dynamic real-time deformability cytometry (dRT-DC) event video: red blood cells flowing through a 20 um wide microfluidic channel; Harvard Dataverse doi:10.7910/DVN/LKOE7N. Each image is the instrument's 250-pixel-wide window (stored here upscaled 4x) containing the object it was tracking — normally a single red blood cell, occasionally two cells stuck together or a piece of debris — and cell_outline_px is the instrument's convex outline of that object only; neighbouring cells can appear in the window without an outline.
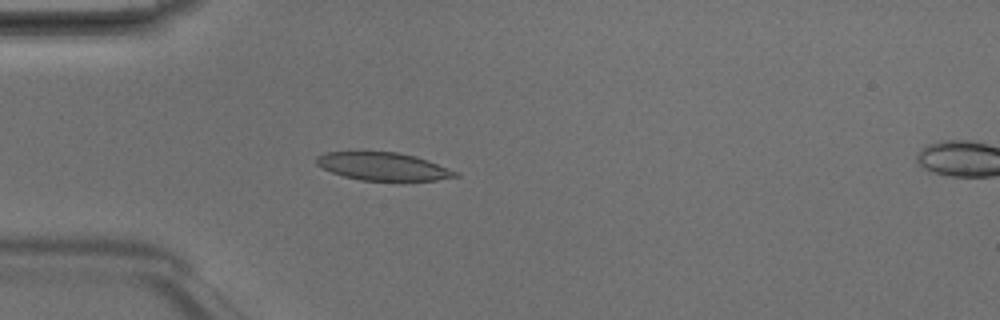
{"species": "Egyptian fruit bat (a non-hibernating species)", "species_latin": "Rousettus aegyptiacus", "temperature_condition": "room temperature", "stored_images_in_passage": 5, "camera_frame_rate_fps": 3000, "um_per_image_px": 0.085, "animal": {"sex": "male"}, "frame": {"image": 1, "passage_image": 4, "time_ms": 1.0, "image_size_px": [1000, 320], "cell_outline_px": [[460, 176], [436, 180], [360, 180], [344, 176], [332, 172], [316, 164], [316, 156], [324, 152], [396, 152], [416, 156], [428, 160], [460, 172]], "centroid_in_image_um": [32.6, 14.14], "position_along_channel_um": 52.4, "area_um2": 22.48}}